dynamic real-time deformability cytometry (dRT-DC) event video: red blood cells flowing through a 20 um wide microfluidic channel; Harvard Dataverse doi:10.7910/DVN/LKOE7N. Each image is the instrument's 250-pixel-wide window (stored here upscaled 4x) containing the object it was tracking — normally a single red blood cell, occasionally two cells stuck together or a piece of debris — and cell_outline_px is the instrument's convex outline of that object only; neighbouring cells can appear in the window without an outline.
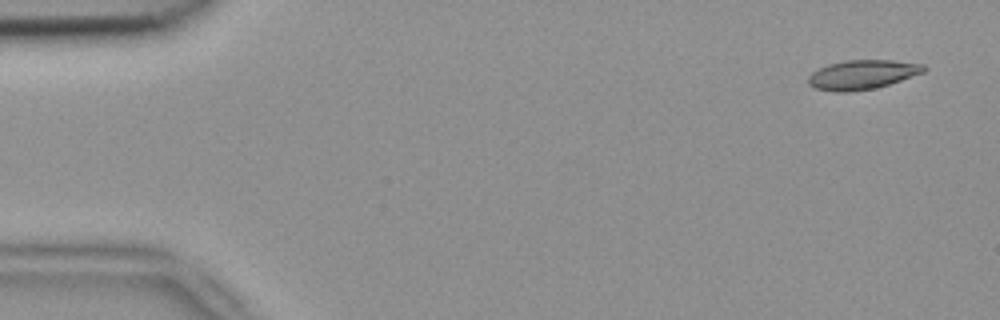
{"species": "common noctule bat (a hibernating species)", "species_latin": "Nyctalus noctula", "temperature_condition": "room temperature", "stored_images_in_passage": 6, "camera_frame_rate_fps": 3000, "um_per_image_px": 0.085, "animal": {"sex": "female", "body_mass_g": 18.4}, "frame": {"image": 1, "passage_image": 1, "time_ms": 0.0, "image_size_px": [1000, 320], "cell_outline_px": [[928, 68], [924, 72], [876, 88], [848, 92], [836, 92], [816, 88], [808, 84], [808, 76], [812, 72], [828, 64], [848, 60], [892, 60], [924, 64]], "centroid_in_image_um": [73.3, 6.34], "position_along_channel_um": 11.7, "area_um2": 19.65}}
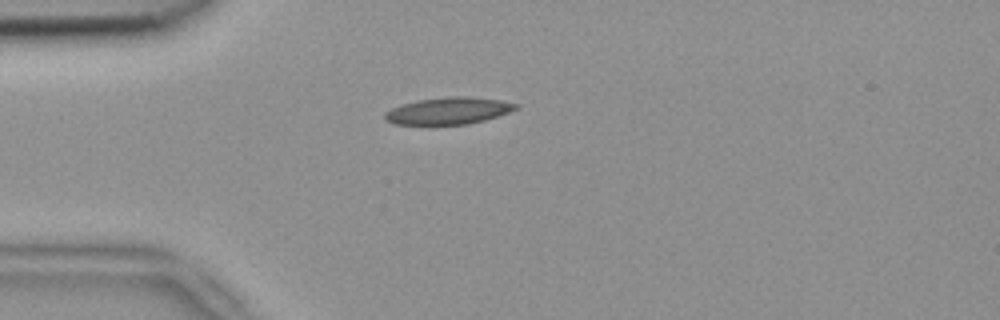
{"frame": {"image": 2, "passage_image": 4, "time_ms": 1.0, "image_size_px": [1000, 320], "cell_outline_px": [[520, 108], [484, 120], [468, 124], [396, 124], [388, 120], [384, 116], [384, 112], [392, 108], [404, 104], [420, 100], [452, 96], [468, 96], [500, 100], [520, 104]], "centroid_in_image_um": [38.18, 9.41], "position_along_channel_um": 46.8, "area_um2": 20.23}}